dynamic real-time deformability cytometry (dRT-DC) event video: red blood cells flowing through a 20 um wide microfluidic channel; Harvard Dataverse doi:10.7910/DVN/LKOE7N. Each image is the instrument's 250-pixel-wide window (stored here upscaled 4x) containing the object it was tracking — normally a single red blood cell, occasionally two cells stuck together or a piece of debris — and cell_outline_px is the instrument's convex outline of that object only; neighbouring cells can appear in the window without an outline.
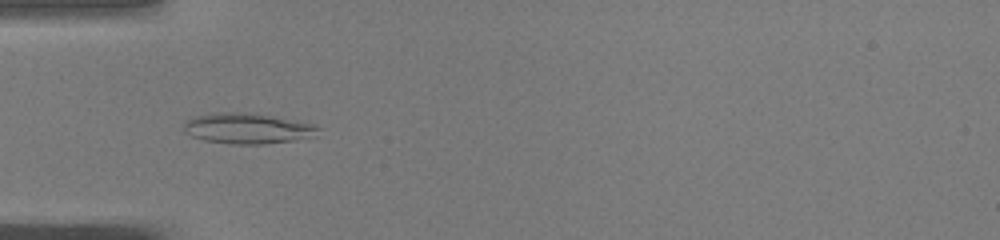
{"species": "common noctule bat (a hibernating species)", "species_latin": "Nyctalus noctula", "temperature_condition": "warm", "stored_images_in_passage": 50, "camera_frame_rate_fps": 3000, "um_per_image_px": 0.085, "animal": {"sex": "male", "body_mass_g": 19.0, "forearm_length_mm": 50.8}, "frame": {"image": 1, "passage_image": 15, "time_ms": 4.667, "image_size_px": [1000, 240], "cell_outline_px": [[320, 128], [304, 136], [292, 140], [260, 144], [232, 144], [204, 140], [192, 136], [184, 132], [184, 120], [196, 116], [212, 112], [236, 112], [272, 116], [312, 124]], "centroid_in_image_um": [20.86, 10.9], "position_along_channel_um": 64.1, "area_um2": 23.18}}
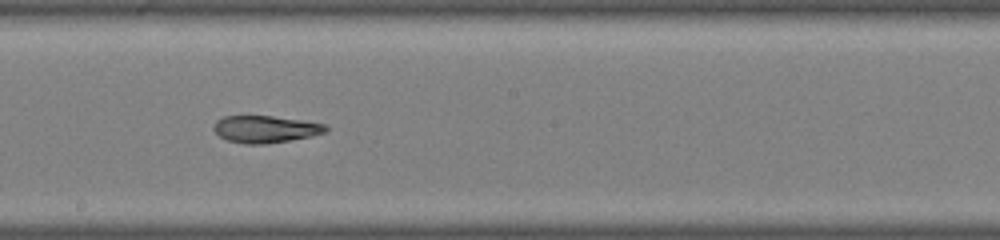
{"frame": {"image": 2, "passage_image": 27, "time_ms": 8.667, "image_size_px": [1000, 240], "cell_outline_px": [[328, 128], [324, 132], [312, 136], [264, 144], [248, 144], [228, 140], [220, 136], [212, 128], [216, 120], [224, 116], [272, 116], [300, 120], [324, 124]], "centroid_in_image_um": [22.52, 10.97], "position_along_channel_um": 225.7, "area_um2": 17.4}}
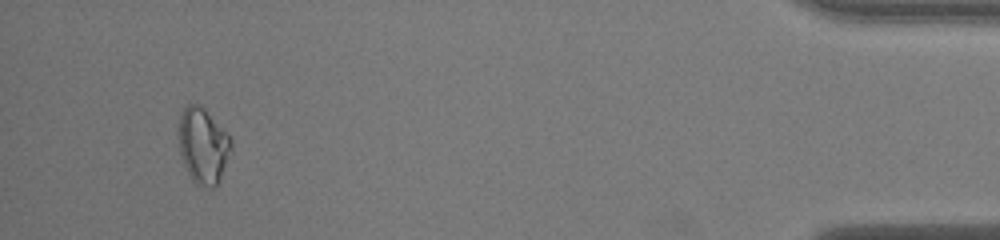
{"frame": {"image": 3, "passage_image": 46, "time_ms": 15.0, "image_size_px": [1000, 240], "cell_outline_px": [[232, 148], [220, 180], [212, 188], [196, 184], [192, 180], [184, 164], [180, 152], [180, 116], [184, 108], [188, 104], [196, 104], [204, 108], [228, 132], [232, 140]], "centroid_in_image_um": [17.3, 12.38], "position_along_channel_um": 417.9, "area_um2": 22.95}, "authors_computed_cell_mechanics": {"area_um2": 20.519, "velocity_mm_per_s": 4.0911, "shape_relaxation_time_tau1_ms": null, "shape_relaxation_time_tau2_ms": 4.9736, "deformation_change_tau1": null, "deformation_change_tau2": 0.0743}}